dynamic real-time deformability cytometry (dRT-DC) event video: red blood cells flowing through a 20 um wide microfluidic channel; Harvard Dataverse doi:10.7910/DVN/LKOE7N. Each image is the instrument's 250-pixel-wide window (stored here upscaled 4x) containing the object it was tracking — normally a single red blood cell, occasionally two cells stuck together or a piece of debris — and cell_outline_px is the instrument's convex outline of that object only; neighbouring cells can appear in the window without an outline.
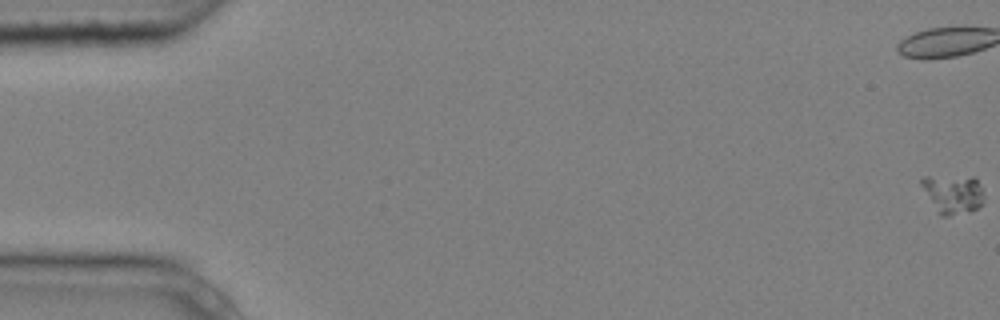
{"species": "common noctule bat (a hibernating species)", "species_latin": "Nyctalus noctula", "temperature_condition": "cold", "stored_images_in_passage": 4, "camera_frame_rate_fps": 3000, "um_per_image_px": 0.085, "animal": {"sex": "male", "body_mass_g": 20.4}, "frame": {"image": 1, "passage_image": 1, "time_ms": 0.0, "image_size_px": [1000, 320], "cell_outline_px": [[984, 200], [976, 208], [948, 216], [940, 216], [920, 184], [920, 180], [924, 176], [976, 176], [984, 196]], "centroid_in_image_um": [80.99, 16.44], "position_along_channel_um": 4.0, "area_um2": 14.05}}